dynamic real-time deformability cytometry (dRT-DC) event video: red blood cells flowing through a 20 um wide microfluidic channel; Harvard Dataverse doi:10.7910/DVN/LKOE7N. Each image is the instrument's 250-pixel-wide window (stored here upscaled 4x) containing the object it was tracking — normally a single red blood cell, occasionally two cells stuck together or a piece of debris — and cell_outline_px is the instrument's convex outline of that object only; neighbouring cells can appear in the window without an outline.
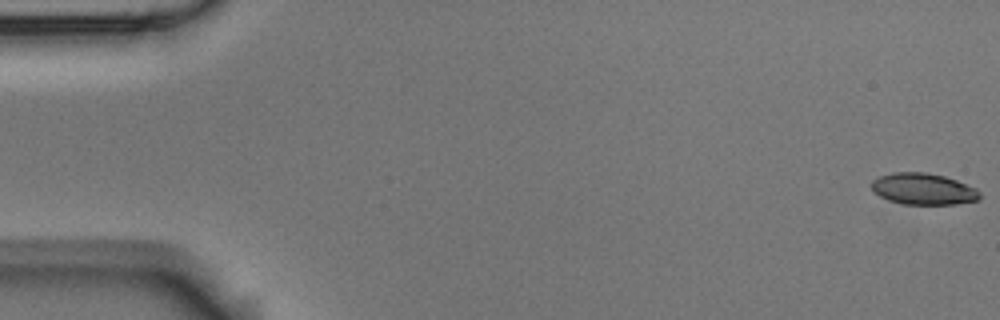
{"species": "Egyptian fruit bat (a non-hibernating species)", "species_latin": "Rousettus aegyptiacus", "temperature_condition": "room temperature", "stored_images_in_passage": 7, "camera_frame_rate_fps": 3000, "um_per_image_px": 0.085, "animal": {"sex": "male"}, "frame": {"image": 1, "passage_image": 1, "time_ms": 0.0, "image_size_px": [1000, 320], "cell_outline_px": [[980, 200], [956, 204], [904, 204], [888, 200], [880, 196], [872, 188], [872, 180], [880, 176], [892, 172], [924, 172], [944, 176], [956, 180], [976, 188], [980, 192]], "centroid_in_image_um": [78.5, 16.06], "position_along_channel_um": 6.5, "area_um2": 19.77}}
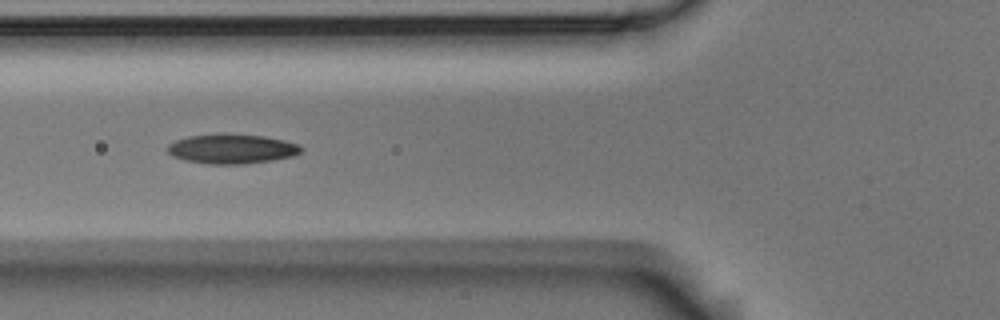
{"frame": {"image": 2, "passage_image": 7, "time_ms": 2.0, "image_size_px": [1000, 320], "cell_outline_px": [[300, 152], [292, 156], [272, 160], [244, 164], [208, 164], [184, 160], [172, 156], [168, 152], [168, 144], [176, 140], [188, 136], [264, 136], [284, 140], [296, 144], [300, 148]], "centroid_in_image_um": [19.67, 12.69], "position_along_channel_um": 106.1, "area_um2": 22.08}}